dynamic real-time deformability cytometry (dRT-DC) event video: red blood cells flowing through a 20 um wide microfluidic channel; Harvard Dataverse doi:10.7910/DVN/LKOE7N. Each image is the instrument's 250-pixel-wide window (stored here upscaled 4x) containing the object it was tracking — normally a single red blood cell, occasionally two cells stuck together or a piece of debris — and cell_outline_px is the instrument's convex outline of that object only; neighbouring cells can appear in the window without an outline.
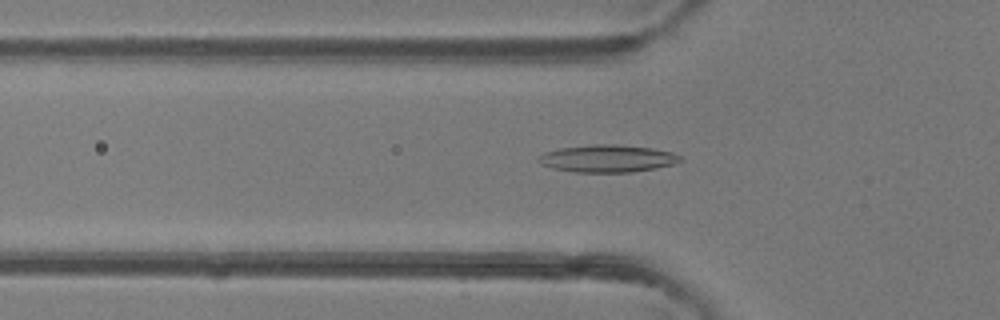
{"species": "common noctule bat (a hibernating species)", "species_latin": "Nyctalus noctula", "temperature_condition": "room temperature", "stored_images_in_passage": 39, "camera_frame_rate_fps": 3000, "um_per_image_px": 0.085, "animal": {"sex": "female"}, "frame": {"image": 1, "passage_image": 11, "time_ms": 3.333, "image_size_px": [1000, 320], "cell_outline_px": [[684, 160], [672, 164], [656, 168], [632, 172], [576, 172], [552, 168], [540, 164], [536, 160], [544, 152], [560, 148], [592, 144], [616, 144], [652, 148], [672, 152], [680, 156]], "centroid_in_image_um": [51.63, 13.47], "position_along_channel_um": 74.2, "area_um2": 22.66}}
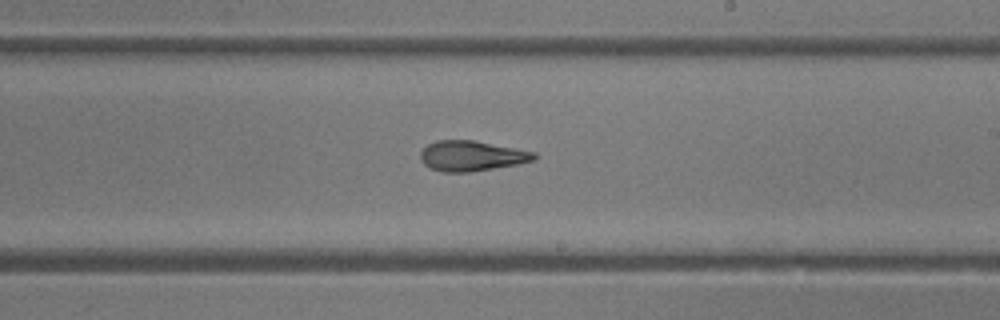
{"frame": {"image": 2, "passage_image": 23, "time_ms": 7.333, "image_size_px": [1000, 320], "cell_outline_px": [[536, 160], [516, 164], [468, 172], [444, 172], [432, 168], [424, 164], [420, 160], [420, 152], [428, 144], [436, 140], [472, 140], [536, 152]], "centroid_in_image_um": [40.07, 13.24], "position_along_channel_um": 248.9, "area_um2": 19.83}}
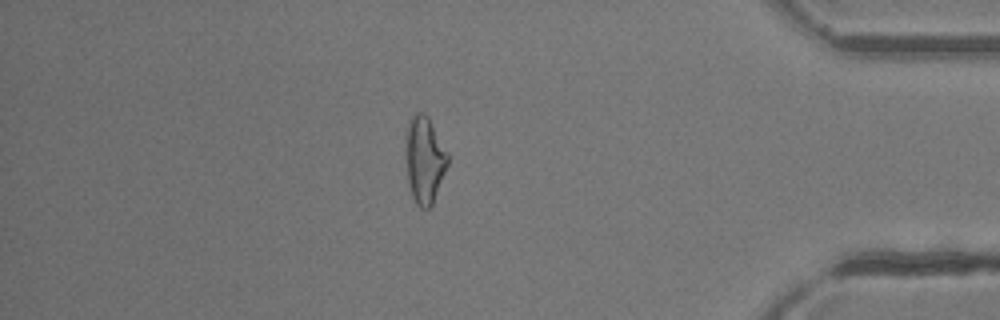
{"frame": {"image": 3, "passage_image": 36, "time_ms": 11.667, "image_size_px": [1000, 320], "cell_outline_px": [[448, 164], [432, 204], [428, 208], [420, 208], [416, 204], [412, 196], [408, 180], [408, 120], [416, 112], [424, 112], [428, 116], [448, 152]], "centroid_in_image_um": [36.13, 13.57], "position_along_channel_um": 399.1, "area_um2": 20.58}, "authors_computed_cell_mechanics": {"area_um2": 20.7502, "velocity_mm_per_s": 4.3474, "shape_relaxation_time_tau1_ms": 8.795, "shape_relaxation_time_tau2_ms": 3.2955, "deformation_change_tau1": 0.2303, "deformation_change_tau2": 0.1459}}